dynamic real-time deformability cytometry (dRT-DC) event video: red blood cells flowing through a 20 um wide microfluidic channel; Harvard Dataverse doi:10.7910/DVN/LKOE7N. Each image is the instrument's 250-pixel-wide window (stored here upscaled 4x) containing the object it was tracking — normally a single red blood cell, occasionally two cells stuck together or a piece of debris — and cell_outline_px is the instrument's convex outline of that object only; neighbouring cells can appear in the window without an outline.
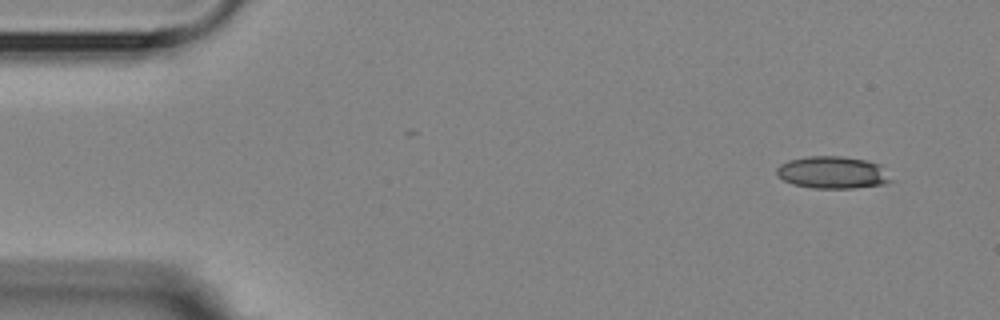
{"species": "Egyptian fruit bat (a non-hibernating species)", "species_latin": "Rousettus aegyptiacus", "temperature_condition": "room temperature", "stored_images_in_passage": 10, "camera_frame_rate_fps": 3000, "um_per_image_px": 0.085, "animal": {"sex": "female"}, "frame": {"image": 1, "passage_image": 1, "time_ms": 0.0, "image_size_px": [1000, 320], "cell_outline_px": [[892, 180], [884, 184], [852, 188], [812, 188], [792, 184], [784, 180], [776, 172], [776, 168], [780, 164], [788, 160], [808, 156], [840, 156], [864, 160], [880, 164]], "centroid_in_image_um": [70.75, 14.66], "position_along_channel_um": 14.3, "area_um2": 21.33}}
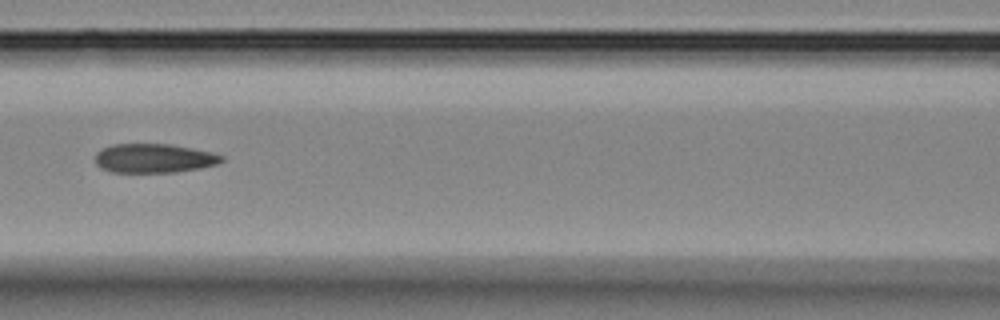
{"frame": {"image": 2, "passage_image": 6, "time_ms": 6.667, "image_size_px": [1000, 320], "cell_outline_px": [[224, 160], [216, 164], [200, 168], [176, 172], [112, 172], [100, 168], [96, 164], [96, 152], [100, 148], [112, 144], [168, 144], [192, 148], [212, 152], [224, 156]], "centroid_in_image_um": [13.07, 13.45], "position_along_channel_um": 153.5, "area_um2": 21.5}}
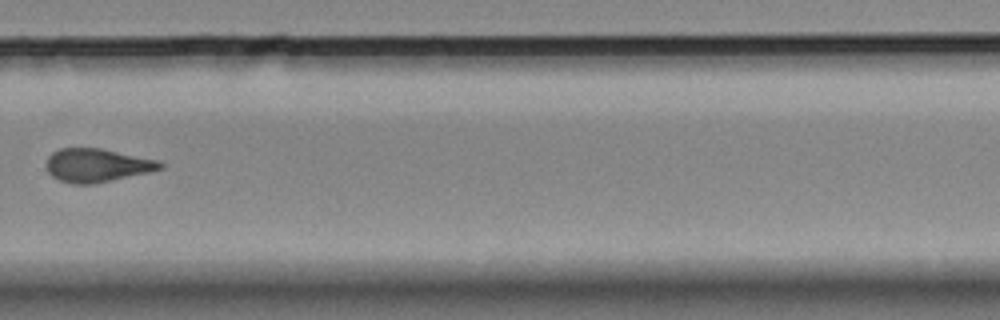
{"frame": {"image": 3, "passage_image": 10, "time_ms": 11.333, "image_size_px": [1000, 320], "cell_outline_px": [[164, 168], [148, 172], [92, 184], [72, 184], [60, 180], [52, 176], [48, 172], [48, 156], [52, 152], [60, 148], [100, 148], [160, 160], [164, 164]], "centroid_in_image_um": [8.27, 14.04], "position_along_channel_um": 321.5, "area_um2": 22.02}}